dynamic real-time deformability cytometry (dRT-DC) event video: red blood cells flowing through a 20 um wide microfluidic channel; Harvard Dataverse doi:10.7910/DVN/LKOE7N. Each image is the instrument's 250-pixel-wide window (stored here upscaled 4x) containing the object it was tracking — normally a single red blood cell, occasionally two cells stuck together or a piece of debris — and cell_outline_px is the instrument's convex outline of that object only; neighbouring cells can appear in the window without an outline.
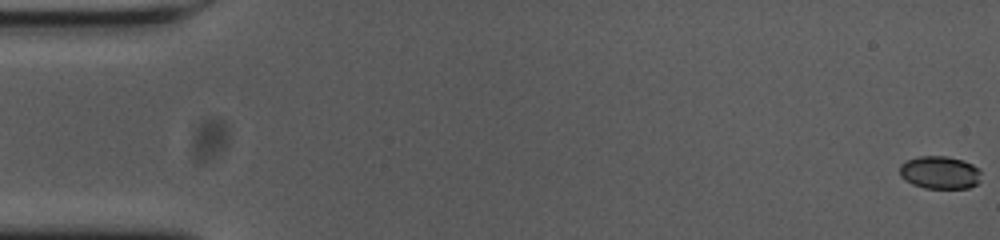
{"species": "common noctule bat (a hibernating species)", "species_latin": "Nyctalus noctula", "temperature_condition": "cold", "stored_images_in_passage": 57, "camera_frame_rate_fps": 3000, "um_per_image_px": 0.085, "animal": {"sex": "female", "body_mass_g": 23.0, "forearm_length_mm": 53.4}, "frame": {"image": 1, "passage_image": 1, "time_ms": 0.0, "image_size_px": [1000, 240], "cell_outline_px": [[980, 180], [976, 184], [968, 188], [924, 188], [912, 184], [904, 180], [900, 176], [900, 164], [908, 160], [920, 156], [948, 156], [964, 160], [980, 168]], "centroid_in_image_um": [79.89, 14.66], "position_along_channel_um": 5.1, "area_um2": 15.72}}
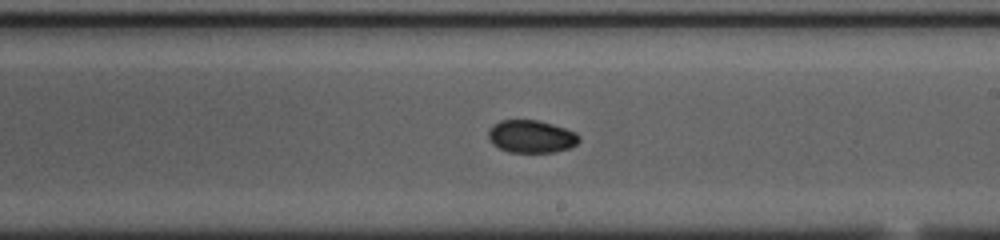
{"frame": {"image": 2, "passage_image": 33, "time_ms": 10.667, "image_size_px": [1000, 240], "cell_outline_px": [[580, 140], [576, 144], [568, 148], [552, 152], [508, 152], [492, 144], [488, 140], [488, 132], [492, 124], [500, 120], [540, 120], [576, 132], [580, 136]], "centroid_in_image_um": [45.13, 11.59], "position_along_channel_um": 243.9, "area_um2": 17.34}}
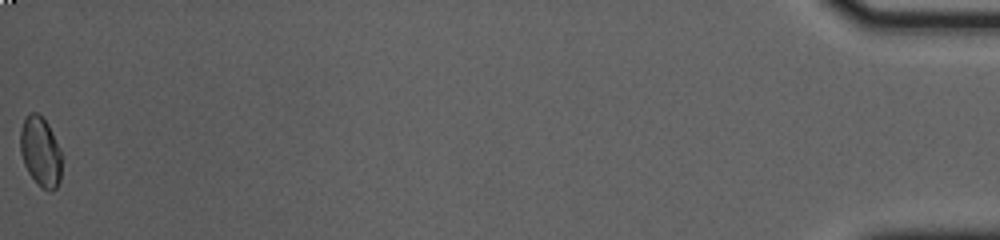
{"frame": {"image": 3, "passage_image": 57, "time_ms": 18.667, "image_size_px": [1000, 240], "cell_outline_px": [[60, 180], [56, 188], [48, 192], [28, 172], [24, 164], [20, 152], [20, 128], [24, 120], [32, 112], [36, 112], [48, 124], [60, 148]], "centroid_in_image_um": [3.43, 12.88], "position_along_channel_um": 431.8, "area_um2": 16.47}, "authors_computed_cell_mechanics": {"area_um2": 16.8776, "velocity_mm_per_s": 3.6448, "shape_relaxation_time_tau1_ms": null, "shape_relaxation_time_tau2_ms": 3.6386, "deformation_change_tau1": null, "deformation_change_tau2": 0.0388}}